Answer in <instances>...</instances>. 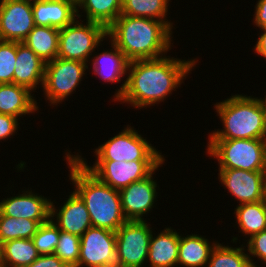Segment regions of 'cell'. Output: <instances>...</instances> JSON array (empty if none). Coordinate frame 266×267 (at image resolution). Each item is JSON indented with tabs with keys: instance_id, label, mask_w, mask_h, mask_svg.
<instances>
[{
	"instance_id": "15",
	"label": "cell",
	"mask_w": 266,
	"mask_h": 267,
	"mask_svg": "<svg viewBox=\"0 0 266 267\" xmlns=\"http://www.w3.org/2000/svg\"><path fill=\"white\" fill-rule=\"evenodd\" d=\"M31 189L23 190L22 194L19 193L16 196L3 198L0 202V212L4 216L17 219L48 221L50 219L51 199L32 192Z\"/></svg>"
},
{
	"instance_id": "11",
	"label": "cell",
	"mask_w": 266,
	"mask_h": 267,
	"mask_svg": "<svg viewBox=\"0 0 266 267\" xmlns=\"http://www.w3.org/2000/svg\"><path fill=\"white\" fill-rule=\"evenodd\" d=\"M116 232L90 227L80 237L77 267H117Z\"/></svg>"
},
{
	"instance_id": "20",
	"label": "cell",
	"mask_w": 266,
	"mask_h": 267,
	"mask_svg": "<svg viewBox=\"0 0 266 267\" xmlns=\"http://www.w3.org/2000/svg\"><path fill=\"white\" fill-rule=\"evenodd\" d=\"M112 47L110 50L106 49L100 53L94 52V55L90 58L91 62L88 64L90 69L94 71L93 74L98 75L101 80L108 84L121 83L127 75V69L129 65V60L125 57L123 52L119 50L116 45L108 39Z\"/></svg>"
},
{
	"instance_id": "39",
	"label": "cell",
	"mask_w": 266,
	"mask_h": 267,
	"mask_svg": "<svg viewBox=\"0 0 266 267\" xmlns=\"http://www.w3.org/2000/svg\"><path fill=\"white\" fill-rule=\"evenodd\" d=\"M0 267H5L3 263V254H2L1 244H0Z\"/></svg>"
},
{
	"instance_id": "33",
	"label": "cell",
	"mask_w": 266,
	"mask_h": 267,
	"mask_svg": "<svg viewBox=\"0 0 266 267\" xmlns=\"http://www.w3.org/2000/svg\"><path fill=\"white\" fill-rule=\"evenodd\" d=\"M247 254L250 258L252 267H257L256 262L254 263V257L260 260L261 264L266 265V230L260 233L252 235L246 240ZM249 252V253H248ZM260 267V266H258Z\"/></svg>"
},
{
	"instance_id": "23",
	"label": "cell",
	"mask_w": 266,
	"mask_h": 267,
	"mask_svg": "<svg viewBox=\"0 0 266 267\" xmlns=\"http://www.w3.org/2000/svg\"><path fill=\"white\" fill-rule=\"evenodd\" d=\"M123 0H76V14L81 18V9L85 20L102 24L108 28L120 15Z\"/></svg>"
},
{
	"instance_id": "2",
	"label": "cell",
	"mask_w": 266,
	"mask_h": 267,
	"mask_svg": "<svg viewBox=\"0 0 266 267\" xmlns=\"http://www.w3.org/2000/svg\"><path fill=\"white\" fill-rule=\"evenodd\" d=\"M172 33L163 21L127 15L107 28V37L129 61L164 56L172 49Z\"/></svg>"
},
{
	"instance_id": "19",
	"label": "cell",
	"mask_w": 266,
	"mask_h": 267,
	"mask_svg": "<svg viewBox=\"0 0 266 267\" xmlns=\"http://www.w3.org/2000/svg\"><path fill=\"white\" fill-rule=\"evenodd\" d=\"M180 233L168 227L155 236L152 232L147 261L150 267H178Z\"/></svg>"
},
{
	"instance_id": "18",
	"label": "cell",
	"mask_w": 266,
	"mask_h": 267,
	"mask_svg": "<svg viewBox=\"0 0 266 267\" xmlns=\"http://www.w3.org/2000/svg\"><path fill=\"white\" fill-rule=\"evenodd\" d=\"M45 62L22 42H17V56L13 83L35 92L44 82ZM38 85V87H37Z\"/></svg>"
},
{
	"instance_id": "25",
	"label": "cell",
	"mask_w": 266,
	"mask_h": 267,
	"mask_svg": "<svg viewBox=\"0 0 266 267\" xmlns=\"http://www.w3.org/2000/svg\"><path fill=\"white\" fill-rule=\"evenodd\" d=\"M238 231L248 239L261 231L266 230V202L258 201L237 205L235 208Z\"/></svg>"
},
{
	"instance_id": "16",
	"label": "cell",
	"mask_w": 266,
	"mask_h": 267,
	"mask_svg": "<svg viewBox=\"0 0 266 267\" xmlns=\"http://www.w3.org/2000/svg\"><path fill=\"white\" fill-rule=\"evenodd\" d=\"M69 193L67 200L59 206L61 207L59 209L51 201L50 219L59 230L81 237L92 227L90 215L80 196L75 191Z\"/></svg>"
},
{
	"instance_id": "8",
	"label": "cell",
	"mask_w": 266,
	"mask_h": 267,
	"mask_svg": "<svg viewBox=\"0 0 266 267\" xmlns=\"http://www.w3.org/2000/svg\"><path fill=\"white\" fill-rule=\"evenodd\" d=\"M95 160L134 161L165 160L161 152L142 137L134 127L127 125L118 134L95 148Z\"/></svg>"
},
{
	"instance_id": "7",
	"label": "cell",
	"mask_w": 266,
	"mask_h": 267,
	"mask_svg": "<svg viewBox=\"0 0 266 267\" xmlns=\"http://www.w3.org/2000/svg\"><path fill=\"white\" fill-rule=\"evenodd\" d=\"M86 69L88 71L87 63L58 57L45 63L42 95L49 101L50 106L62 104L74 93L86 76Z\"/></svg>"
},
{
	"instance_id": "38",
	"label": "cell",
	"mask_w": 266,
	"mask_h": 267,
	"mask_svg": "<svg viewBox=\"0 0 266 267\" xmlns=\"http://www.w3.org/2000/svg\"><path fill=\"white\" fill-rule=\"evenodd\" d=\"M264 201L266 202V169L264 170Z\"/></svg>"
},
{
	"instance_id": "34",
	"label": "cell",
	"mask_w": 266,
	"mask_h": 267,
	"mask_svg": "<svg viewBox=\"0 0 266 267\" xmlns=\"http://www.w3.org/2000/svg\"><path fill=\"white\" fill-rule=\"evenodd\" d=\"M19 118H16L11 115L0 114V141L5 140L17 134L19 129Z\"/></svg>"
},
{
	"instance_id": "14",
	"label": "cell",
	"mask_w": 266,
	"mask_h": 267,
	"mask_svg": "<svg viewBox=\"0 0 266 267\" xmlns=\"http://www.w3.org/2000/svg\"><path fill=\"white\" fill-rule=\"evenodd\" d=\"M219 182L239 204L264 200V171L218 168Z\"/></svg>"
},
{
	"instance_id": "35",
	"label": "cell",
	"mask_w": 266,
	"mask_h": 267,
	"mask_svg": "<svg viewBox=\"0 0 266 267\" xmlns=\"http://www.w3.org/2000/svg\"><path fill=\"white\" fill-rule=\"evenodd\" d=\"M27 267H68L55 254L40 255L33 263Z\"/></svg>"
},
{
	"instance_id": "27",
	"label": "cell",
	"mask_w": 266,
	"mask_h": 267,
	"mask_svg": "<svg viewBox=\"0 0 266 267\" xmlns=\"http://www.w3.org/2000/svg\"><path fill=\"white\" fill-rule=\"evenodd\" d=\"M1 247L5 267H27L40 256L32 239L10 240Z\"/></svg>"
},
{
	"instance_id": "32",
	"label": "cell",
	"mask_w": 266,
	"mask_h": 267,
	"mask_svg": "<svg viewBox=\"0 0 266 267\" xmlns=\"http://www.w3.org/2000/svg\"><path fill=\"white\" fill-rule=\"evenodd\" d=\"M17 41L0 40V84L13 83Z\"/></svg>"
},
{
	"instance_id": "1",
	"label": "cell",
	"mask_w": 266,
	"mask_h": 267,
	"mask_svg": "<svg viewBox=\"0 0 266 267\" xmlns=\"http://www.w3.org/2000/svg\"><path fill=\"white\" fill-rule=\"evenodd\" d=\"M198 60H181L164 55L129 62L126 79L115 91L113 100L139 110L164 102L195 69Z\"/></svg>"
},
{
	"instance_id": "9",
	"label": "cell",
	"mask_w": 266,
	"mask_h": 267,
	"mask_svg": "<svg viewBox=\"0 0 266 267\" xmlns=\"http://www.w3.org/2000/svg\"><path fill=\"white\" fill-rule=\"evenodd\" d=\"M74 155L93 175L101 182L120 191L129 186L132 182L140 181L149 176L164 160H134V161H113L96 160L90 166L85 158L79 153Z\"/></svg>"
},
{
	"instance_id": "13",
	"label": "cell",
	"mask_w": 266,
	"mask_h": 267,
	"mask_svg": "<svg viewBox=\"0 0 266 267\" xmlns=\"http://www.w3.org/2000/svg\"><path fill=\"white\" fill-rule=\"evenodd\" d=\"M34 27L32 0H0V40L23 42Z\"/></svg>"
},
{
	"instance_id": "17",
	"label": "cell",
	"mask_w": 266,
	"mask_h": 267,
	"mask_svg": "<svg viewBox=\"0 0 266 267\" xmlns=\"http://www.w3.org/2000/svg\"><path fill=\"white\" fill-rule=\"evenodd\" d=\"M35 26L62 29L76 18V0H32Z\"/></svg>"
},
{
	"instance_id": "12",
	"label": "cell",
	"mask_w": 266,
	"mask_h": 267,
	"mask_svg": "<svg viewBox=\"0 0 266 267\" xmlns=\"http://www.w3.org/2000/svg\"><path fill=\"white\" fill-rule=\"evenodd\" d=\"M164 163L165 160L146 178L132 182L119 191L122 211L127 220L144 221V216L156 206L159 185L153 175Z\"/></svg>"
},
{
	"instance_id": "10",
	"label": "cell",
	"mask_w": 266,
	"mask_h": 267,
	"mask_svg": "<svg viewBox=\"0 0 266 267\" xmlns=\"http://www.w3.org/2000/svg\"><path fill=\"white\" fill-rule=\"evenodd\" d=\"M150 226L146 219L127 220L116 231L117 267H143L148 263L147 256L153 232Z\"/></svg>"
},
{
	"instance_id": "40",
	"label": "cell",
	"mask_w": 266,
	"mask_h": 267,
	"mask_svg": "<svg viewBox=\"0 0 266 267\" xmlns=\"http://www.w3.org/2000/svg\"><path fill=\"white\" fill-rule=\"evenodd\" d=\"M265 97V98H264ZM263 97V100H264V102H265V105H266V95Z\"/></svg>"
},
{
	"instance_id": "3",
	"label": "cell",
	"mask_w": 266,
	"mask_h": 267,
	"mask_svg": "<svg viewBox=\"0 0 266 267\" xmlns=\"http://www.w3.org/2000/svg\"><path fill=\"white\" fill-rule=\"evenodd\" d=\"M65 151L69 179L74 191L85 202L92 227L116 232L126 221L118 190L101 182L70 151Z\"/></svg>"
},
{
	"instance_id": "31",
	"label": "cell",
	"mask_w": 266,
	"mask_h": 267,
	"mask_svg": "<svg viewBox=\"0 0 266 267\" xmlns=\"http://www.w3.org/2000/svg\"><path fill=\"white\" fill-rule=\"evenodd\" d=\"M80 253V237L60 230L55 255L68 267H77Z\"/></svg>"
},
{
	"instance_id": "26",
	"label": "cell",
	"mask_w": 266,
	"mask_h": 267,
	"mask_svg": "<svg viewBox=\"0 0 266 267\" xmlns=\"http://www.w3.org/2000/svg\"><path fill=\"white\" fill-rule=\"evenodd\" d=\"M170 0H123L121 15L152 18L163 21L171 30V20L167 19Z\"/></svg>"
},
{
	"instance_id": "28",
	"label": "cell",
	"mask_w": 266,
	"mask_h": 267,
	"mask_svg": "<svg viewBox=\"0 0 266 267\" xmlns=\"http://www.w3.org/2000/svg\"><path fill=\"white\" fill-rule=\"evenodd\" d=\"M47 221H33L30 219L4 216L0 212V244L15 239H31L40 226Z\"/></svg>"
},
{
	"instance_id": "36",
	"label": "cell",
	"mask_w": 266,
	"mask_h": 267,
	"mask_svg": "<svg viewBox=\"0 0 266 267\" xmlns=\"http://www.w3.org/2000/svg\"><path fill=\"white\" fill-rule=\"evenodd\" d=\"M253 24L259 29H266V0L256 1Z\"/></svg>"
},
{
	"instance_id": "6",
	"label": "cell",
	"mask_w": 266,
	"mask_h": 267,
	"mask_svg": "<svg viewBox=\"0 0 266 267\" xmlns=\"http://www.w3.org/2000/svg\"><path fill=\"white\" fill-rule=\"evenodd\" d=\"M80 20V21H78ZM78 19L60 29L58 58L90 62V57L107 37V28L102 24Z\"/></svg>"
},
{
	"instance_id": "29",
	"label": "cell",
	"mask_w": 266,
	"mask_h": 267,
	"mask_svg": "<svg viewBox=\"0 0 266 267\" xmlns=\"http://www.w3.org/2000/svg\"><path fill=\"white\" fill-rule=\"evenodd\" d=\"M244 247H230L218 242L211 252L207 267H252Z\"/></svg>"
},
{
	"instance_id": "22",
	"label": "cell",
	"mask_w": 266,
	"mask_h": 267,
	"mask_svg": "<svg viewBox=\"0 0 266 267\" xmlns=\"http://www.w3.org/2000/svg\"><path fill=\"white\" fill-rule=\"evenodd\" d=\"M206 236L199 234H180L178 249V266L206 267L213 248L218 241L209 242Z\"/></svg>"
},
{
	"instance_id": "37",
	"label": "cell",
	"mask_w": 266,
	"mask_h": 267,
	"mask_svg": "<svg viewBox=\"0 0 266 267\" xmlns=\"http://www.w3.org/2000/svg\"><path fill=\"white\" fill-rule=\"evenodd\" d=\"M261 34L259 33V38L256 41L254 46V53H257L258 56L263 57L266 60V29H260Z\"/></svg>"
},
{
	"instance_id": "30",
	"label": "cell",
	"mask_w": 266,
	"mask_h": 267,
	"mask_svg": "<svg viewBox=\"0 0 266 267\" xmlns=\"http://www.w3.org/2000/svg\"><path fill=\"white\" fill-rule=\"evenodd\" d=\"M60 230L49 219L40 224L36 234L31 238L40 255L54 254L59 241Z\"/></svg>"
},
{
	"instance_id": "5",
	"label": "cell",
	"mask_w": 266,
	"mask_h": 267,
	"mask_svg": "<svg viewBox=\"0 0 266 267\" xmlns=\"http://www.w3.org/2000/svg\"><path fill=\"white\" fill-rule=\"evenodd\" d=\"M206 153L219 168L264 171L266 139H208Z\"/></svg>"
},
{
	"instance_id": "24",
	"label": "cell",
	"mask_w": 266,
	"mask_h": 267,
	"mask_svg": "<svg viewBox=\"0 0 266 267\" xmlns=\"http://www.w3.org/2000/svg\"><path fill=\"white\" fill-rule=\"evenodd\" d=\"M59 32L60 30L54 27L35 26L22 43L47 63L57 58Z\"/></svg>"
},
{
	"instance_id": "21",
	"label": "cell",
	"mask_w": 266,
	"mask_h": 267,
	"mask_svg": "<svg viewBox=\"0 0 266 267\" xmlns=\"http://www.w3.org/2000/svg\"><path fill=\"white\" fill-rule=\"evenodd\" d=\"M32 93L22 85L0 84V114L11 115L19 119L23 115L34 114L39 107Z\"/></svg>"
},
{
	"instance_id": "4",
	"label": "cell",
	"mask_w": 266,
	"mask_h": 267,
	"mask_svg": "<svg viewBox=\"0 0 266 267\" xmlns=\"http://www.w3.org/2000/svg\"><path fill=\"white\" fill-rule=\"evenodd\" d=\"M213 107L223 129H215L208 139H266V105L261 97L237 93Z\"/></svg>"
}]
</instances>
